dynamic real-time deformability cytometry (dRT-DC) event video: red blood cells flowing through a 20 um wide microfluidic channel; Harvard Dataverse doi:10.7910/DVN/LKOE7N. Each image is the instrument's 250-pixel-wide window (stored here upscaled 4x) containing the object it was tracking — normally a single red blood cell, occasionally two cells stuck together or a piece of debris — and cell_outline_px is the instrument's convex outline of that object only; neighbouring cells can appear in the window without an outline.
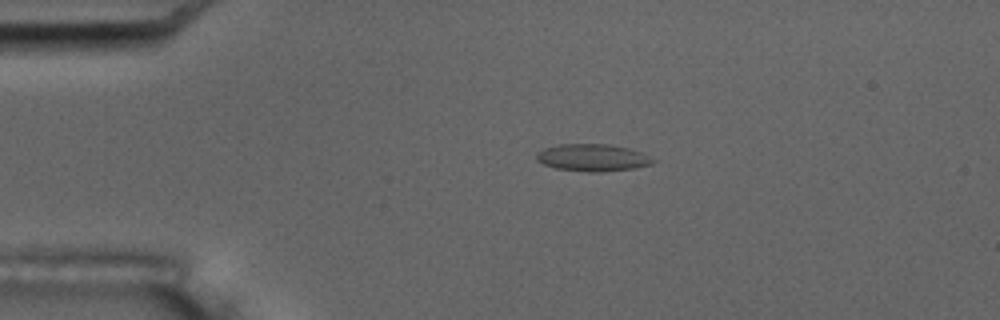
{"species": "common noctule bat (a hibernating species)", "species_latin": "Nyctalus noctula", "temperature_condition": "room temperature", "stored_images_in_passage": 11, "camera_frame_rate_fps": 3000, "um_per_image_px": 0.085, "animal": {"sex": "male", "body_mass_g": 17.5, "forearm_length_mm": 52.3}, "frame": {"image": 1, "passage_image": 4, "time_ms": 3.333, "image_size_px": [1000, 320], "cell_outline_px": [[656, 160], [652, 164], [636, 168], [600, 172], [588, 172], [556, 168], [544, 164], [536, 160], [536, 152], [544, 148], [560, 144], [608, 144], [628, 148], [644, 152]], "centroid_in_image_um": [50.4, 13.4], "position_along_channel_um": 34.6, "area_um2": 18.61}}
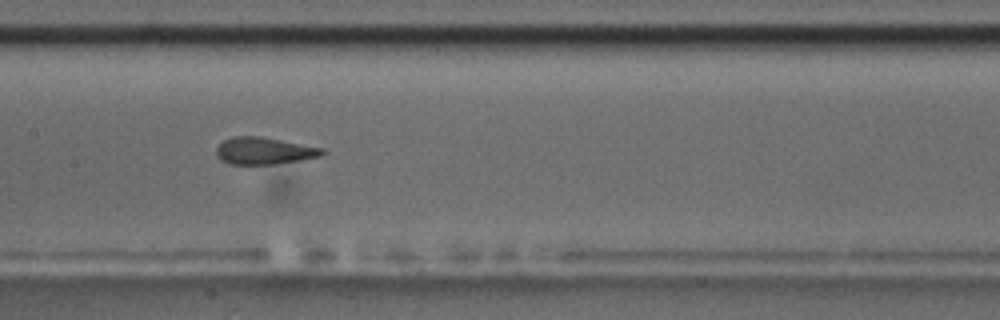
{"frame": {"image": 2, "passage_image": 8, "time_ms": 8.667, "image_size_px": [1000, 320], "cell_outline_px": [[328, 152], [320, 156], [300, 160], [272, 164], [228, 164], [220, 160], [216, 156], [216, 148], [224, 140], [232, 136], [260, 136], [324, 148]], "centroid_in_image_um": [22.44, 12.82], "position_along_channel_um": 185.0, "area_um2": 16.76}}